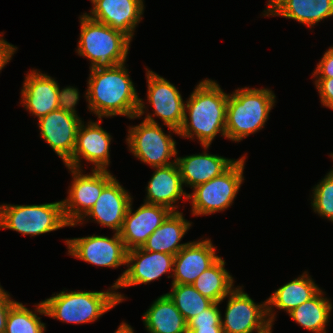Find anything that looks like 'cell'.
<instances>
[{
    "label": "cell",
    "instance_id": "cell-1",
    "mask_svg": "<svg viewBox=\"0 0 333 333\" xmlns=\"http://www.w3.org/2000/svg\"><path fill=\"white\" fill-rule=\"evenodd\" d=\"M85 98L98 119L126 116L136 119L140 99L125 63L112 68L90 69Z\"/></svg>",
    "mask_w": 333,
    "mask_h": 333
},
{
    "label": "cell",
    "instance_id": "cell-2",
    "mask_svg": "<svg viewBox=\"0 0 333 333\" xmlns=\"http://www.w3.org/2000/svg\"><path fill=\"white\" fill-rule=\"evenodd\" d=\"M228 96L216 81L201 80L185 101L178 136L196 138L202 146H210L217 134L226 138Z\"/></svg>",
    "mask_w": 333,
    "mask_h": 333
},
{
    "label": "cell",
    "instance_id": "cell-3",
    "mask_svg": "<svg viewBox=\"0 0 333 333\" xmlns=\"http://www.w3.org/2000/svg\"><path fill=\"white\" fill-rule=\"evenodd\" d=\"M115 290L112 285L106 291H61L42 303L50 318L73 324L93 323L127 299Z\"/></svg>",
    "mask_w": 333,
    "mask_h": 333
},
{
    "label": "cell",
    "instance_id": "cell-4",
    "mask_svg": "<svg viewBox=\"0 0 333 333\" xmlns=\"http://www.w3.org/2000/svg\"><path fill=\"white\" fill-rule=\"evenodd\" d=\"M276 95L268 88H238L227 101L226 139L240 142L263 129L275 105Z\"/></svg>",
    "mask_w": 333,
    "mask_h": 333
},
{
    "label": "cell",
    "instance_id": "cell-5",
    "mask_svg": "<svg viewBox=\"0 0 333 333\" xmlns=\"http://www.w3.org/2000/svg\"><path fill=\"white\" fill-rule=\"evenodd\" d=\"M79 18L80 38L76 51L89 59V69L112 68L126 62L132 41L127 35L84 13Z\"/></svg>",
    "mask_w": 333,
    "mask_h": 333
},
{
    "label": "cell",
    "instance_id": "cell-6",
    "mask_svg": "<svg viewBox=\"0 0 333 333\" xmlns=\"http://www.w3.org/2000/svg\"><path fill=\"white\" fill-rule=\"evenodd\" d=\"M69 227L63 202L34 205H0V229H10L31 237Z\"/></svg>",
    "mask_w": 333,
    "mask_h": 333
},
{
    "label": "cell",
    "instance_id": "cell-7",
    "mask_svg": "<svg viewBox=\"0 0 333 333\" xmlns=\"http://www.w3.org/2000/svg\"><path fill=\"white\" fill-rule=\"evenodd\" d=\"M246 159L245 154L222 175L196 186L191 194L188 193L187 201H191L192 215L215 214L226 210L233 204L244 181L243 171Z\"/></svg>",
    "mask_w": 333,
    "mask_h": 333
},
{
    "label": "cell",
    "instance_id": "cell-8",
    "mask_svg": "<svg viewBox=\"0 0 333 333\" xmlns=\"http://www.w3.org/2000/svg\"><path fill=\"white\" fill-rule=\"evenodd\" d=\"M169 134L164 133L160 124L143 120L140 124L129 126L126 143L129 151L141 162L152 168L167 166L176 162L178 151L176 140L171 131L179 135L178 130L168 127ZM175 157L174 160H170Z\"/></svg>",
    "mask_w": 333,
    "mask_h": 333
},
{
    "label": "cell",
    "instance_id": "cell-9",
    "mask_svg": "<svg viewBox=\"0 0 333 333\" xmlns=\"http://www.w3.org/2000/svg\"><path fill=\"white\" fill-rule=\"evenodd\" d=\"M147 101L153 107V114L146 113V103L140 99L136 118L147 114L143 120L158 124L154 117L160 118L164 125L179 130L184 119L185 102L174 84L146 68ZM154 116V117H153Z\"/></svg>",
    "mask_w": 333,
    "mask_h": 333
},
{
    "label": "cell",
    "instance_id": "cell-10",
    "mask_svg": "<svg viewBox=\"0 0 333 333\" xmlns=\"http://www.w3.org/2000/svg\"><path fill=\"white\" fill-rule=\"evenodd\" d=\"M79 93L76 88V94L64 106L38 119L37 123L40 137L48 143L63 163L73 155L78 128L82 122L75 110Z\"/></svg>",
    "mask_w": 333,
    "mask_h": 333
},
{
    "label": "cell",
    "instance_id": "cell-11",
    "mask_svg": "<svg viewBox=\"0 0 333 333\" xmlns=\"http://www.w3.org/2000/svg\"><path fill=\"white\" fill-rule=\"evenodd\" d=\"M76 94V87L66 86L60 90L59 83L37 69L25 76L21 89V103L31 116L38 119L64 106Z\"/></svg>",
    "mask_w": 333,
    "mask_h": 333
},
{
    "label": "cell",
    "instance_id": "cell-12",
    "mask_svg": "<svg viewBox=\"0 0 333 333\" xmlns=\"http://www.w3.org/2000/svg\"><path fill=\"white\" fill-rule=\"evenodd\" d=\"M72 175L68 196L63 202V213L67 223H78L94 206L103 188L115 177L110 170H91L83 174V169L67 167Z\"/></svg>",
    "mask_w": 333,
    "mask_h": 333
},
{
    "label": "cell",
    "instance_id": "cell-13",
    "mask_svg": "<svg viewBox=\"0 0 333 333\" xmlns=\"http://www.w3.org/2000/svg\"><path fill=\"white\" fill-rule=\"evenodd\" d=\"M226 298L224 318L221 312L220 319L224 333H266L273 327L267 317L266 301L254 302L242 286L235 287Z\"/></svg>",
    "mask_w": 333,
    "mask_h": 333
},
{
    "label": "cell",
    "instance_id": "cell-14",
    "mask_svg": "<svg viewBox=\"0 0 333 333\" xmlns=\"http://www.w3.org/2000/svg\"><path fill=\"white\" fill-rule=\"evenodd\" d=\"M68 255L100 267L118 268L126 265L127 250L120 234L114 232L111 238L91 235L66 239Z\"/></svg>",
    "mask_w": 333,
    "mask_h": 333
},
{
    "label": "cell",
    "instance_id": "cell-15",
    "mask_svg": "<svg viewBox=\"0 0 333 333\" xmlns=\"http://www.w3.org/2000/svg\"><path fill=\"white\" fill-rule=\"evenodd\" d=\"M174 256L171 254L146 251L142 247L127 251V269L114 282L113 286L119 288L148 284L160 279L167 273L168 278L173 276Z\"/></svg>",
    "mask_w": 333,
    "mask_h": 333
},
{
    "label": "cell",
    "instance_id": "cell-16",
    "mask_svg": "<svg viewBox=\"0 0 333 333\" xmlns=\"http://www.w3.org/2000/svg\"><path fill=\"white\" fill-rule=\"evenodd\" d=\"M96 122L82 121L77 132L73 155L64 163L66 167L82 169V158L87 163L93 164V170H108L110 165V145L112 136Z\"/></svg>",
    "mask_w": 333,
    "mask_h": 333
},
{
    "label": "cell",
    "instance_id": "cell-17",
    "mask_svg": "<svg viewBox=\"0 0 333 333\" xmlns=\"http://www.w3.org/2000/svg\"><path fill=\"white\" fill-rule=\"evenodd\" d=\"M132 199L130 192L114 177L103 188L100 197L91 210L78 223L70 224L69 226L82 225L85 223L83 221L88 218L99 223L102 227L106 226L111 228L113 232L119 233L129 205L133 201Z\"/></svg>",
    "mask_w": 333,
    "mask_h": 333
},
{
    "label": "cell",
    "instance_id": "cell-18",
    "mask_svg": "<svg viewBox=\"0 0 333 333\" xmlns=\"http://www.w3.org/2000/svg\"><path fill=\"white\" fill-rule=\"evenodd\" d=\"M89 18L123 32L131 40L144 13V0H90Z\"/></svg>",
    "mask_w": 333,
    "mask_h": 333
},
{
    "label": "cell",
    "instance_id": "cell-19",
    "mask_svg": "<svg viewBox=\"0 0 333 333\" xmlns=\"http://www.w3.org/2000/svg\"><path fill=\"white\" fill-rule=\"evenodd\" d=\"M131 201L119 232L126 250L142 247L148 237L165 221L172 211L162 205L142 204L136 211Z\"/></svg>",
    "mask_w": 333,
    "mask_h": 333
},
{
    "label": "cell",
    "instance_id": "cell-20",
    "mask_svg": "<svg viewBox=\"0 0 333 333\" xmlns=\"http://www.w3.org/2000/svg\"><path fill=\"white\" fill-rule=\"evenodd\" d=\"M219 258L211 239L190 241L174 256L171 284H192Z\"/></svg>",
    "mask_w": 333,
    "mask_h": 333
},
{
    "label": "cell",
    "instance_id": "cell-21",
    "mask_svg": "<svg viewBox=\"0 0 333 333\" xmlns=\"http://www.w3.org/2000/svg\"><path fill=\"white\" fill-rule=\"evenodd\" d=\"M154 169L146 187L147 195L143 203L162 205L172 212H178L177 202L183 198L185 201L188 200V193L184 191L177 163Z\"/></svg>",
    "mask_w": 333,
    "mask_h": 333
},
{
    "label": "cell",
    "instance_id": "cell-22",
    "mask_svg": "<svg viewBox=\"0 0 333 333\" xmlns=\"http://www.w3.org/2000/svg\"><path fill=\"white\" fill-rule=\"evenodd\" d=\"M203 153L185 157H176L183 186L195 188L226 172L237 159L207 153L210 146H202Z\"/></svg>",
    "mask_w": 333,
    "mask_h": 333
},
{
    "label": "cell",
    "instance_id": "cell-23",
    "mask_svg": "<svg viewBox=\"0 0 333 333\" xmlns=\"http://www.w3.org/2000/svg\"><path fill=\"white\" fill-rule=\"evenodd\" d=\"M264 16H282L310 29L333 16V0H268Z\"/></svg>",
    "mask_w": 333,
    "mask_h": 333
},
{
    "label": "cell",
    "instance_id": "cell-24",
    "mask_svg": "<svg viewBox=\"0 0 333 333\" xmlns=\"http://www.w3.org/2000/svg\"><path fill=\"white\" fill-rule=\"evenodd\" d=\"M321 288L314 282L307 271L294 280L279 287L266 299L267 317L273 326L275 320V308L289 313L305 301L313 298ZM275 307V308H274ZM274 311V312H273Z\"/></svg>",
    "mask_w": 333,
    "mask_h": 333
},
{
    "label": "cell",
    "instance_id": "cell-25",
    "mask_svg": "<svg viewBox=\"0 0 333 333\" xmlns=\"http://www.w3.org/2000/svg\"><path fill=\"white\" fill-rule=\"evenodd\" d=\"M192 222L182 212H172L165 221L148 237L142 248L146 251L176 255L187 243H180Z\"/></svg>",
    "mask_w": 333,
    "mask_h": 333
},
{
    "label": "cell",
    "instance_id": "cell-26",
    "mask_svg": "<svg viewBox=\"0 0 333 333\" xmlns=\"http://www.w3.org/2000/svg\"><path fill=\"white\" fill-rule=\"evenodd\" d=\"M142 320L149 333H187L185 318L167 294L155 299Z\"/></svg>",
    "mask_w": 333,
    "mask_h": 333
},
{
    "label": "cell",
    "instance_id": "cell-27",
    "mask_svg": "<svg viewBox=\"0 0 333 333\" xmlns=\"http://www.w3.org/2000/svg\"><path fill=\"white\" fill-rule=\"evenodd\" d=\"M322 289L310 300L291 310L288 315L294 322L312 333H327L332 303L324 297Z\"/></svg>",
    "mask_w": 333,
    "mask_h": 333
},
{
    "label": "cell",
    "instance_id": "cell-28",
    "mask_svg": "<svg viewBox=\"0 0 333 333\" xmlns=\"http://www.w3.org/2000/svg\"><path fill=\"white\" fill-rule=\"evenodd\" d=\"M225 263V260L220 257L192 283V286L204 297L220 304L235 288L234 278L225 269Z\"/></svg>",
    "mask_w": 333,
    "mask_h": 333
},
{
    "label": "cell",
    "instance_id": "cell-29",
    "mask_svg": "<svg viewBox=\"0 0 333 333\" xmlns=\"http://www.w3.org/2000/svg\"><path fill=\"white\" fill-rule=\"evenodd\" d=\"M35 307L33 311L16 302L8 312L5 333H45L46 324L41 322V317L37 315L39 313L46 316L42 301Z\"/></svg>",
    "mask_w": 333,
    "mask_h": 333
},
{
    "label": "cell",
    "instance_id": "cell-30",
    "mask_svg": "<svg viewBox=\"0 0 333 333\" xmlns=\"http://www.w3.org/2000/svg\"><path fill=\"white\" fill-rule=\"evenodd\" d=\"M171 286V292L166 294L174 302L186 322L213 303L197 291L192 284H172Z\"/></svg>",
    "mask_w": 333,
    "mask_h": 333
},
{
    "label": "cell",
    "instance_id": "cell-31",
    "mask_svg": "<svg viewBox=\"0 0 333 333\" xmlns=\"http://www.w3.org/2000/svg\"><path fill=\"white\" fill-rule=\"evenodd\" d=\"M312 189L311 206L320 217L333 222V168Z\"/></svg>",
    "mask_w": 333,
    "mask_h": 333
},
{
    "label": "cell",
    "instance_id": "cell-32",
    "mask_svg": "<svg viewBox=\"0 0 333 333\" xmlns=\"http://www.w3.org/2000/svg\"><path fill=\"white\" fill-rule=\"evenodd\" d=\"M219 304L213 302L207 309L203 310L197 316L191 318L187 322V328H206V327H222L221 311Z\"/></svg>",
    "mask_w": 333,
    "mask_h": 333
},
{
    "label": "cell",
    "instance_id": "cell-33",
    "mask_svg": "<svg viewBox=\"0 0 333 333\" xmlns=\"http://www.w3.org/2000/svg\"><path fill=\"white\" fill-rule=\"evenodd\" d=\"M314 84L322 106L333 110V78H316Z\"/></svg>",
    "mask_w": 333,
    "mask_h": 333
},
{
    "label": "cell",
    "instance_id": "cell-34",
    "mask_svg": "<svg viewBox=\"0 0 333 333\" xmlns=\"http://www.w3.org/2000/svg\"><path fill=\"white\" fill-rule=\"evenodd\" d=\"M312 76L315 78H333V46L326 50Z\"/></svg>",
    "mask_w": 333,
    "mask_h": 333
},
{
    "label": "cell",
    "instance_id": "cell-35",
    "mask_svg": "<svg viewBox=\"0 0 333 333\" xmlns=\"http://www.w3.org/2000/svg\"><path fill=\"white\" fill-rule=\"evenodd\" d=\"M16 302L0 285V333H5L8 312Z\"/></svg>",
    "mask_w": 333,
    "mask_h": 333
},
{
    "label": "cell",
    "instance_id": "cell-36",
    "mask_svg": "<svg viewBox=\"0 0 333 333\" xmlns=\"http://www.w3.org/2000/svg\"><path fill=\"white\" fill-rule=\"evenodd\" d=\"M0 34V71L10 62L12 56L18 50L16 46L7 42Z\"/></svg>",
    "mask_w": 333,
    "mask_h": 333
},
{
    "label": "cell",
    "instance_id": "cell-37",
    "mask_svg": "<svg viewBox=\"0 0 333 333\" xmlns=\"http://www.w3.org/2000/svg\"><path fill=\"white\" fill-rule=\"evenodd\" d=\"M191 333H224L222 327L187 328Z\"/></svg>",
    "mask_w": 333,
    "mask_h": 333
},
{
    "label": "cell",
    "instance_id": "cell-38",
    "mask_svg": "<svg viewBox=\"0 0 333 333\" xmlns=\"http://www.w3.org/2000/svg\"><path fill=\"white\" fill-rule=\"evenodd\" d=\"M114 333H135L133 328L126 322H122Z\"/></svg>",
    "mask_w": 333,
    "mask_h": 333
},
{
    "label": "cell",
    "instance_id": "cell-39",
    "mask_svg": "<svg viewBox=\"0 0 333 333\" xmlns=\"http://www.w3.org/2000/svg\"><path fill=\"white\" fill-rule=\"evenodd\" d=\"M329 157L333 160V153H330Z\"/></svg>",
    "mask_w": 333,
    "mask_h": 333
},
{
    "label": "cell",
    "instance_id": "cell-40",
    "mask_svg": "<svg viewBox=\"0 0 333 333\" xmlns=\"http://www.w3.org/2000/svg\"><path fill=\"white\" fill-rule=\"evenodd\" d=\"M266 333H272V328L269 331H267Z\"/></svg>",
    "mask_w": 333,
    "mask_h": 333
}]
</instances>
